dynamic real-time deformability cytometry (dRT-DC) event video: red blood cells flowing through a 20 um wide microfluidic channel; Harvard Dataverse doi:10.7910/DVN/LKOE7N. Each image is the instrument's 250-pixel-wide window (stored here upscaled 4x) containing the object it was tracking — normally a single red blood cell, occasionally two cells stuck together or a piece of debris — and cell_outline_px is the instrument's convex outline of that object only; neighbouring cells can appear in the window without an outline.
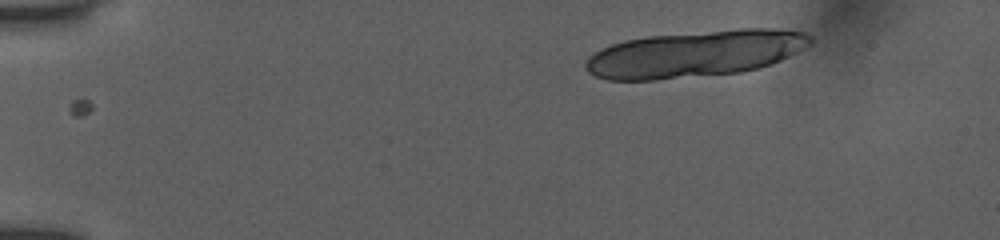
{"species": "human", "species_latin": "Homo sapiens", "temperature_condition": "room temperature", "stored_images_in_passage": 15, "camera_frame_rate_fps": 3000, "um_per_image_px": 0.085, "donor": {"sex": "female"}, "frame": {"image": 1, "passage_image": 1, "time_ms": 0.0, "image_size_px": [1000, 240], "cell_outline_px": [[812, 44], [772, 64], [740, 72], [656, 80], [608, 80], [596, 76], [588, 72], [584, 68], [584, 64], [588, 56], [600, 48], [624, 40], [648, 36], [736, 28], [772, 28], [804, 32], [812, 36]], "centroid_in_image_um": [59.06, 4.56], "position_along_channel_um": 25.9, "area_um2": 61.27}}
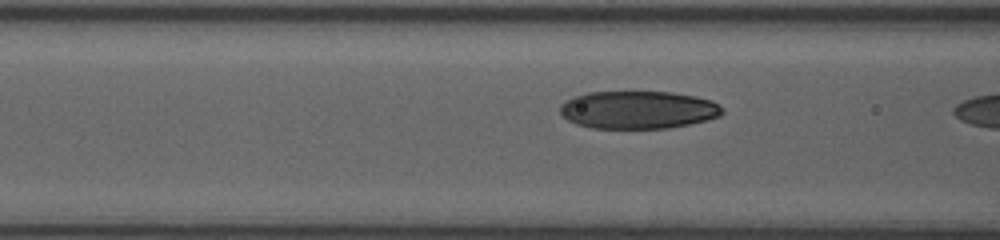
{"frame": {"image": 2, "passage_image": 14, "time_ms": 4.333, "image_size_px": [1000, 240], "cell_outline_px": [[724, 112], [720, 116], [708, 120], [668, 128], [592, 128], [576, 124], [568, 120], [560, 112], [560, 104], [564, 100], [588, 92], [672, 92], [712, 100], [720, 104], [724, 108]], "centroid_in_image_um": [54.26, 9.33], "position_along_channel_um": 112.3, "area_um2": 35.84}}